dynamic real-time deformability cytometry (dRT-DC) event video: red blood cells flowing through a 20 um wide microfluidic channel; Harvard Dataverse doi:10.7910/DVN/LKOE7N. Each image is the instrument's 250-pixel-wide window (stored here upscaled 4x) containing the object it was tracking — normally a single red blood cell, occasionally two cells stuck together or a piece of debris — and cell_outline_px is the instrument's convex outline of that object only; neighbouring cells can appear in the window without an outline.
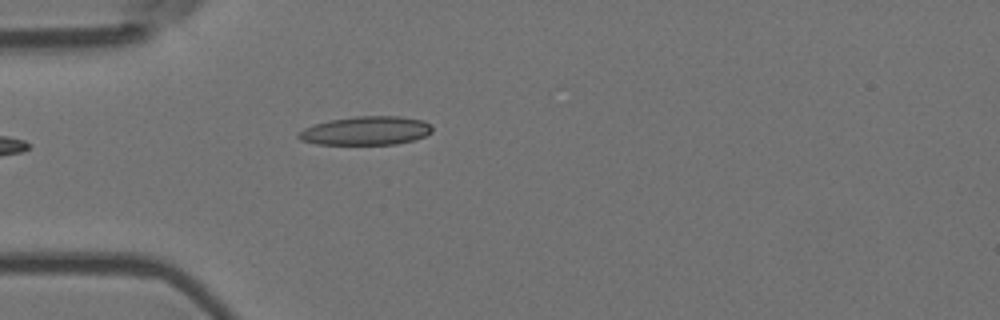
{"species": "Egyptian fruit bat (a non-hibernating species)", "species_latin": "Rousettus aegyptiacus", "temperature_condition": "room temperature", "stored_images_in_passage": 5, "camera_frame_rate_fps": 3000, "um_per_image_px": 0.085, "animal": {"sex": "female"}, "frame": {"image": 1, "passage_image": 5, "time_ms": 1.333, "image_size_px": [1000, 320], "cell_outline_px": [[432, 132], [416, 140], [396, 144], [316, 144], [300, 140], [296, 136], [304, 128], [328, 120], [356, 116], [400, 116], [424, 120], [432, 124]], "centroid_in_image_um": [31.15, 11.11], "position_along_channel_um": 53.9, "area_um2": 22.48}}